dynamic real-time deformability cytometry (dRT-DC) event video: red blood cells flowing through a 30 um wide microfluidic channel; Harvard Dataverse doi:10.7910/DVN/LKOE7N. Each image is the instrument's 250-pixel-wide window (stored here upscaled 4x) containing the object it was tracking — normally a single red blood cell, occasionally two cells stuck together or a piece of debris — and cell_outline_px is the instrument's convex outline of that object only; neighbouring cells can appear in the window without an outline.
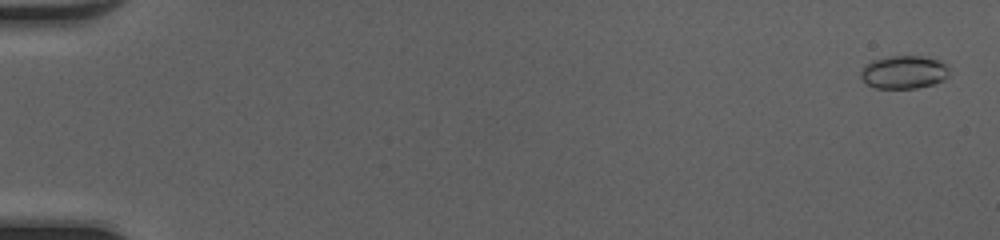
{"species": "common noctule bat (a hibernating species)", "species_latin": "Nyctalus noctula", "temperature_condition": "cold", "stored_images_in_passage": 51, "camera_frame_rate_fps": 3000, "um_per_image_px": 0.085, "animal": {"sex": "female", "body_mass_g": 20.0, "forearm_length_mm": 54.0}, "frame": {"image": 1, "passage_image": 2, "time_ms": 0.333, "image_size_px": [1000, 240], "cell_outline_px": [[948, 76], [944, 80], [932, 84], [916, 88], [876, 88], [864, 84], [860, 76], [860, 72], [864, 64], [872, 60], [888, 56], [924, 56], [940, 60], [948, 68]], "centroid_in_image_um": [76.78, 6.13], "position_along_channel_um": 8.2, "area_um2": 17.28}}
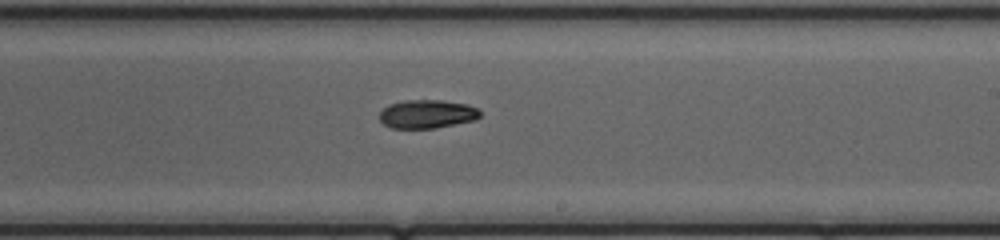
{"frame": {"image": 2, "passage_image": 32, "time_ms": 10.333, "image_size_px": [1000, 240], "cell_outline_px": [[480, 116], [476, 120], [436, 128], [392, 128], [384, 124], [380, 120], [380, 112], [388, 104], [404, 100], [444, 100], [468, 104], [476, 108], [480, 112]], "centroid_in_image_um": [36.31, 9.69], "position_along_channel_um": 252.7, "area_um2": 16.82}}
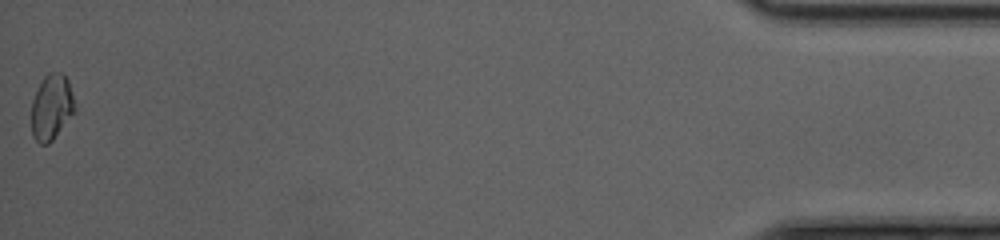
{"frame": {"image": 3, "passage_image": 51, "time_ms": 16.667, "image_size_px": [1000, 240], "cell_outline_px": [[76, 112], [52, 140], [48, 144], [40, 144], [32, 136], [32, 100], [44, 76], [48, 72], [60, 72], [68, 80], [76, 108]], "centroid_in_image_um": [4.39, 9.12], "position_along_channel_um": 430.8, "area_um2": 16.53}}